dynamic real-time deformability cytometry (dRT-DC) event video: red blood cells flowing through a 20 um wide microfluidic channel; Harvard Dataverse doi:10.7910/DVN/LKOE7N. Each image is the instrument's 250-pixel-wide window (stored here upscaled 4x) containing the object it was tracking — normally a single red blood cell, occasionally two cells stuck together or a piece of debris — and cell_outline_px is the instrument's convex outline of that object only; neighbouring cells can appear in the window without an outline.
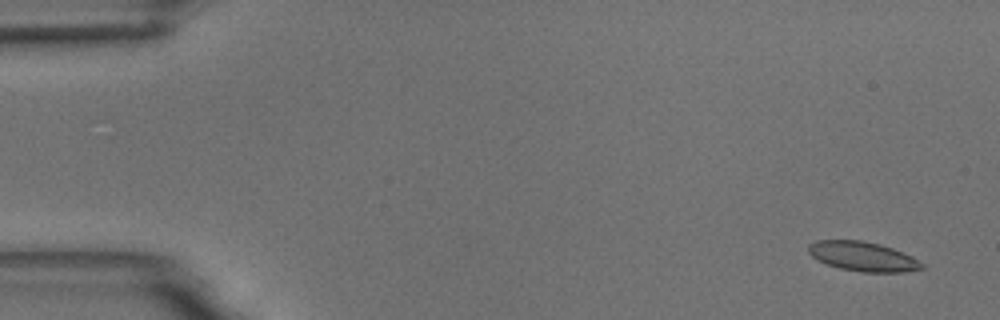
{"species": "common noctule bat (a hibernating species)", "species_latin": "Nyctalus noctula", "temperature_condition": "room temperature", "stored_images_in_passage": 12, "camera_frame_rate_fps": 3000, "um_per_image_px": 0.085, "animal": {"sex": "male", "body_mass_g": 18.8}, "frame": {"image": 1, "passage_image": 1, "time_ms": 0.0, "image_size_px": [1000, 320], "cell_outline_px": [[924, 268], [904, 272], [860, 272], [840, 268], [828, 264], [812, 256], [808, 252], [808, 244], [816, 240], [860, 240], [880, 244], [892, 248], [912, 256], [924, 264]], "centroid_in_image_um": [73.35, 21.79], "position_along_channel_um": 11.7, "area_um2": 19.42}}
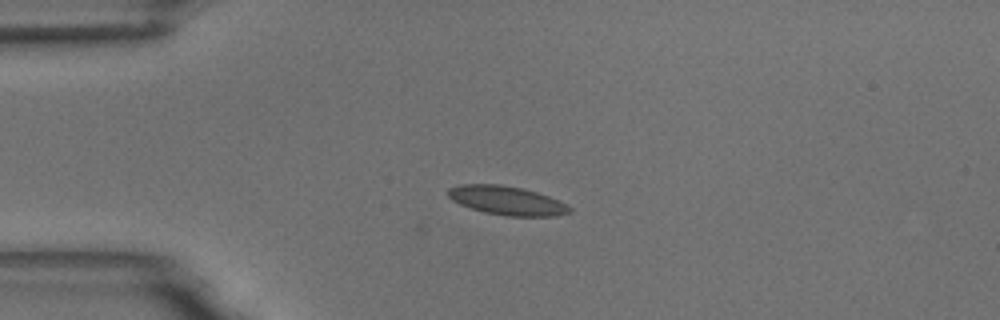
{"frame": {"image": 2, "passage_image": 12, "time_ms": 3.667, "image_size_px": [1000, 320], "cell_outline_px": [[572, 212], [556, 216], [504, 216], [484, 212], [460, 204], [452, 200], [448, 196], [448, 188], [460, 184], [500, 184], [520, 188], [536, 192], [560, 200], [568, 204], [572, 208]], "centroid_in_image_um": [43.11, 17.05], "position_along_channel_um": 41.9, "area_um2": 20.52}}